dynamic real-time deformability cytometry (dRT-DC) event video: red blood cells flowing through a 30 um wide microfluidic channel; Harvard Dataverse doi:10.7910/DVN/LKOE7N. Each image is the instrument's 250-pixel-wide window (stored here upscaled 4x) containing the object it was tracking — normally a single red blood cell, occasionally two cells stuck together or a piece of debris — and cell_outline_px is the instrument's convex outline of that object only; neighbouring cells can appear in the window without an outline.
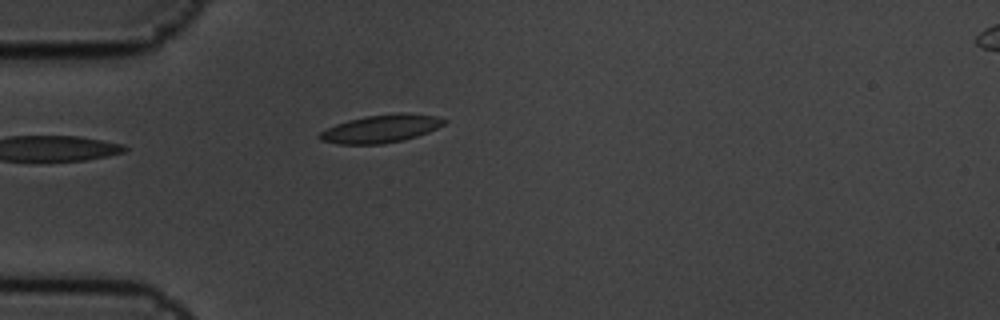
{"species": "common noctule bat (a hibernating species)", "species_latin": "Nyctalus noctula", "temperature_condition": "cold", "stored_images_in_passage": 6, "camera_frame_rate_fps": 3000, "um_per_image_px": 0.085, "animal": {"sex": "male", "body_mass_g": 19.5, "forearm_length_mm": 54.6}, "frame": {"image": 1, "passage_image": 5, "time_ms": 1.333, "image_size_px": [1000, 320], "cell_outline_px": [[448, 120], [444, 124], [428, 132], [404, 140], [384, 144], [336, 144], [320, 140], [316, 136], [320, 132], [336, 124], [348, 120], [364, 116], [408, 112], [436, 116]], "centroid_in_image_um": [32.37, 10.94], "position_along_channel_um": 52.6, "area_um2": 20.35}}